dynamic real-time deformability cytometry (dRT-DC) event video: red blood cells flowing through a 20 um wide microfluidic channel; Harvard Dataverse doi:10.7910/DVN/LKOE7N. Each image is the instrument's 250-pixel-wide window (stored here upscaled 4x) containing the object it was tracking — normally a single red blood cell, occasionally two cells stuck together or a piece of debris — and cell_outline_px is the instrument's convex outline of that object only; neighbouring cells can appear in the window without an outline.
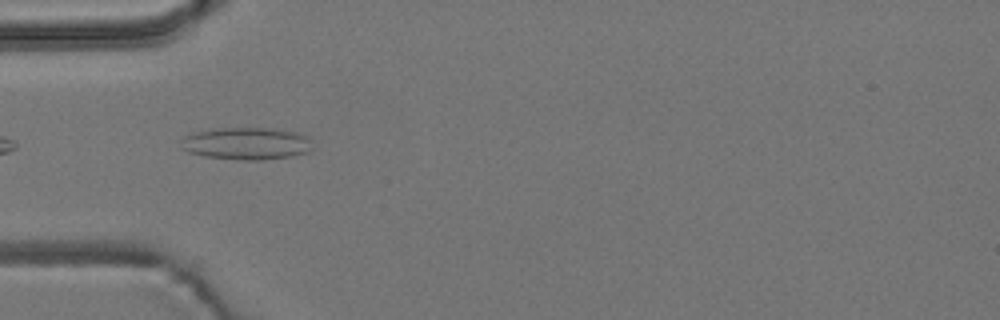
{"species": "common noctule bat (a hibernating species)", "species_latin": "Nyctalus noctula", "temperature_condition": "room temperature", "stored_images_in_passage": 6, "camera_frame_rate_fps": 3000, "um_per_image_px": 0.085, "animal": {"sex": "male", "body_mass_g": 19.2, "forearm_length_mm": 51.8}, "frame": {"image": 1, "passage_image": 5, "time_ms": 1.333, "image_size_px": [1000, 320], "cell_outline_px": [[312, 148], [308, 152], [292, 156], [264, 160], [244, 160], [204, 156], [188, 152], [180, 148], [180, 140], [184, 136], [196, 132], [212, 128], [272, 128], [296, 132], [304, 136], [308, 140]], "centroid_in_image_um": [20.89, 12.2], "position_along_channel_um": 64.1, "area_um2": 24.8}}